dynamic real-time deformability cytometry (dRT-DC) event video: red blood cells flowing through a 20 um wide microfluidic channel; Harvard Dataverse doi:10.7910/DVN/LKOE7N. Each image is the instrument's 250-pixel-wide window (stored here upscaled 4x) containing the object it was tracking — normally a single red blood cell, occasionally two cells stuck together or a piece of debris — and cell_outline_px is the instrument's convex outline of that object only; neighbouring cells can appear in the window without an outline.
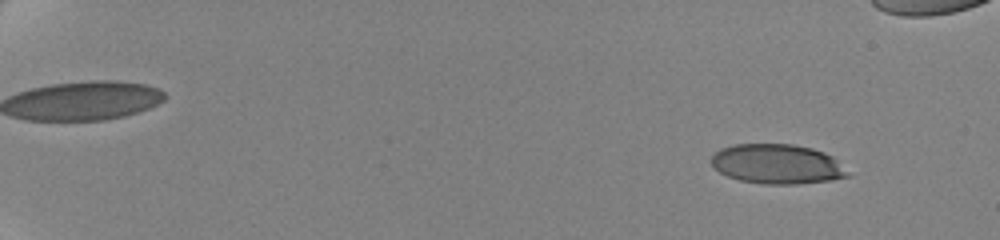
{"species": "human", "species_latin": "Homo sapiens", "temperature_condition": "cold", "stored_images_in_passage": 60, "camera_frame_rate_fps": 3000, "um_per_image_px": 0.085, "donor": {"sex": "female"}, "frame": {"image": 1, "passage_image": 7, "time_ms": 2.0, "image_size_px": [1000, 240], "cell_outline_px": [[852, 176], [832, 180], [796, 184], [764, 184], [740, 180], [728, 176], [720, 172], [712, 164], [712, 156], [720, 148], [736, 144], [792, 144], [812, 148], [824, 152], [832, 156]], "centroid_in_image_um": [66.08, 13.94], "position_along_channel_um": 18.9, "area_um2": 31.44}}
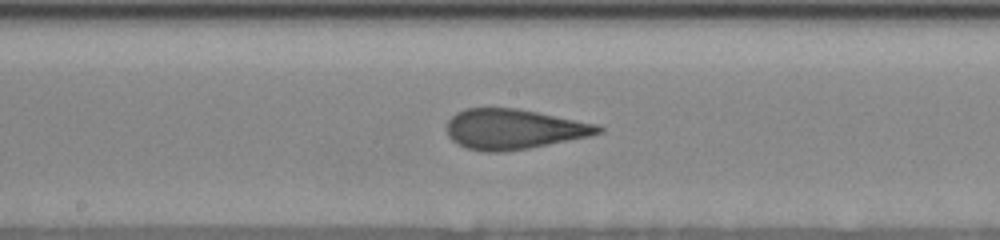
{"frame": {"image": 2, "passage_image": 37, "time_ms": 12.0, "image_size_px": [1000, 240], "cell_outline_px": [[604, 132], [588, 136], [528, 148], [504, 152], [484, 152], [468, 148], [456, 144], [448, 136], [448, 120], [456, 112], [464, 108], [516, 108], [596, 124], [604, 128]], "centroid_in_image_um": [43.63, 10.98], "position_along_channel_um": 204.6, "area_um2": 35.14}}
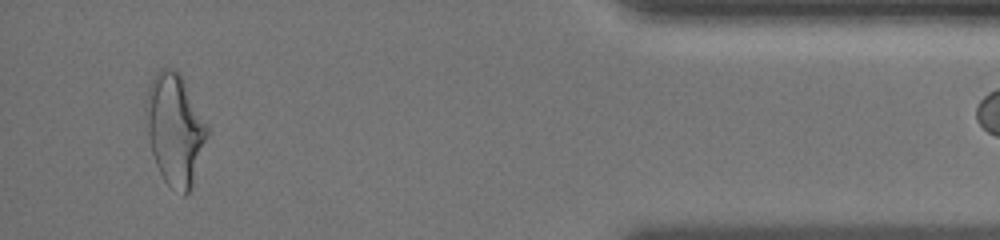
{"frame": {"image": 3, "passage_image": 59, "time_ms": 1686.0, "image_size_px": [1000, 240], "cell_outline_px": [[208, 136], [192, 184], [188, 192], [184, 196], [168, 184], [164, 180], [156, 164], [152, 152], [148, 136], [144, 108], [144, 100], [148, 84], [152, 76], [160, 68], [172, 68], [180, 72], [208, 128]], "centroid_in_image_um": [14.83, 10.93], "position_along_channel_um": 420.4, "area_um2": 39.65}, "authors_computed_cell_mechanics": {"area_um2": 35.1135, "velocity_mm_per_s": 3.5163, "shape_relaxation_time_tau1_ms": 6.4218, "shape_relaxation_time_tau2_ms": 0.9903, "deformation_change_tau1": 0.1928, "deformation_change_tau2": 0.0746}}